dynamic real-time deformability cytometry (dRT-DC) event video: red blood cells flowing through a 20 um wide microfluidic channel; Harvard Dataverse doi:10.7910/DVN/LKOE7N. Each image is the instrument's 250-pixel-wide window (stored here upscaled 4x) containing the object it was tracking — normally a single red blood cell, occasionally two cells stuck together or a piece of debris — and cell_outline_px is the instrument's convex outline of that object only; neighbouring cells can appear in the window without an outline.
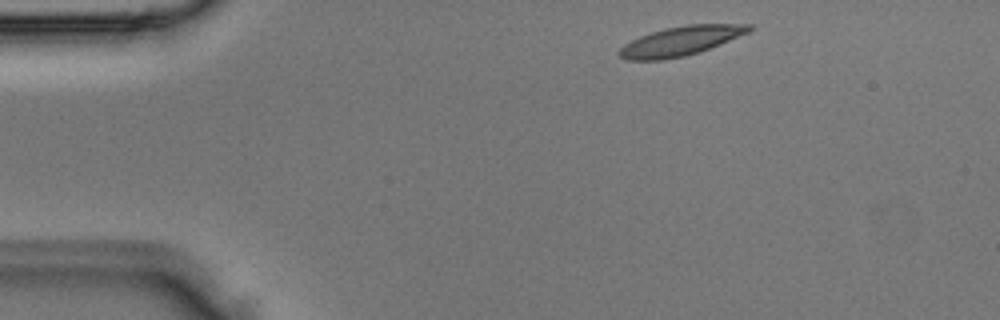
{"species": "Egyptian fruit bat (a non-hibernating species)", "species_latin": "Rousettus aegyptiacus", "temperature_condition": "room temperature", "stored_images_in_passage": 3, "camera_frame_rate_fps": 3000, "um_per_image_px": 0.085, "animal": {"sex": "male"}, "frame": {"image": 1, "passage_image": 1, "time_ms": 0.0, "image_size_px": [1000, 320], "cell_outline_px": [[756, 28], [748, 32], [720, 44], [700, 52], [684, 56], [664, 60], [628, 60], [620, 56], [616, 52], [624, 44], [640, 36], [652, 32], [668, 28], [688, 24], [752, 24]], "centroid_in_image_um": [57.87, 3.49], "position_along_channel_um": 27.1, "area_um2": 22.08}}
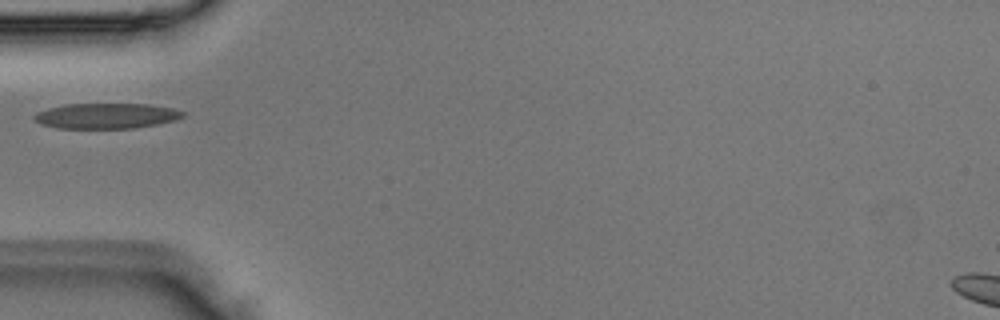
{"frame": {"image": 2, "passage_image": 3, "time_ms": 0.667, "image_size_px": [1000, 320], "cell_outline_px": [[184, 116], [176, 120], [136, 128], [56, 128], [40, 124], [32, 120], [32, 116], [36, 112], [48, 108], [64, 104], [148, 104], [172, 108], [184, 112]], "centroid_in_image_um": [8.98, 9.85], "position_along_channel_um": 76.0, "area_um2": 22.14}}